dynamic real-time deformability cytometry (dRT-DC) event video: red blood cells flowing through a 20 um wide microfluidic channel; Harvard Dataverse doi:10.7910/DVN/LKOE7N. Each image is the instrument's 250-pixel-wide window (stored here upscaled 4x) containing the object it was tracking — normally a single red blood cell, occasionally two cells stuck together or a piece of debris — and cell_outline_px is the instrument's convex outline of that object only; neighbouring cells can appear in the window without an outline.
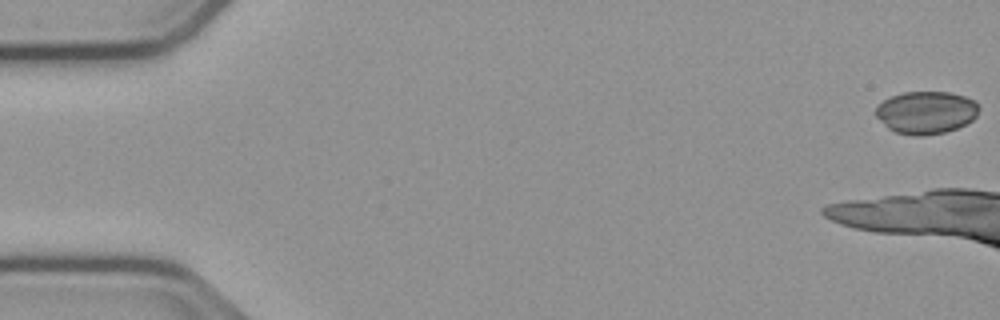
{"species": "common noctule bat (a hibernating species)", "species_latin": "Nyctalus noctula", "temperature_condition": "cold", "stored_images_in_passage": 7, "camera_frame_rate_fps": 3000, "um_per_image_px": 0.085, "animal": {"sex": "male", "body_mass_g": 23.1, "forearm_length_mm": 52.7}, "frame": {"image": 1, "passage_image": 1, "time_ms": 0.0, "image_size_px": [1000, 320], "cell_outline_px": [[980, 108], [976, 116], [972, 120], [956, 128], [944, 132], [924, 136], [912, 136], [896, 132], [888, 128], [876, 116], [876, 108], [884, 100], [892, 96], [904, 92], [948, 92], [964, 96], [976, 100], [980, 104]], "centroid_in_image_um": [78.75, 9.56], "position_along_channel_um": 6.3, "area_um2": 25.61}}